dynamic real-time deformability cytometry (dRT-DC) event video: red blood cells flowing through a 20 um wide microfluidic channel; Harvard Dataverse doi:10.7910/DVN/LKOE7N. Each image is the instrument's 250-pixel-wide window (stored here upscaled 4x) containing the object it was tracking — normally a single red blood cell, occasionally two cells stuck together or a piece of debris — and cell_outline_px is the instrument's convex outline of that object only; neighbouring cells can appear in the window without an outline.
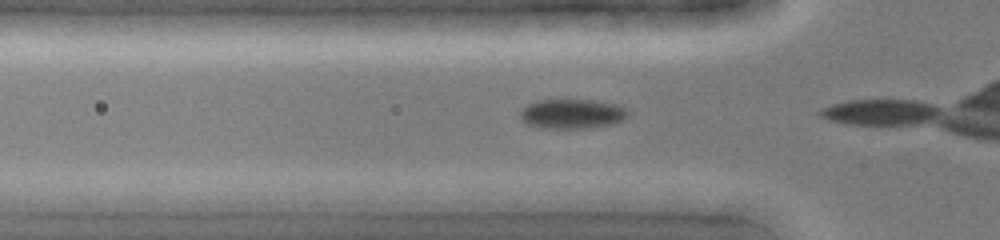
{"species": "common noctule bat (a hibernating species)", "species_latin": "Nyctalus noctula", "temperature_condition": "cold", "stored_images_in_passage": 7, "camera_frame_rate_fps": 3000, "um_per_image_px": 0.085, "animal": {"sex": "female", "body_mass_g": 19.0, "forearm_length_mm": 51.5}, "frame": {"image": 1, "passage_image": 6, "time_ms": 1.667, "image_size_px": [1000, 240], "cell_outline_px": [[628, 116], [624, 120], [612, 124], [592, 128], [540, 128], [528, 124], [520, 116], [520, 112], [524, 104], [536, 100], [592, 100], [616, 104], [624, 108], [628, 112]], "centroid_in_image_um": [48.61, 9.67], "position_along_channel_um": 77.2, "area_um2": 18.73}}